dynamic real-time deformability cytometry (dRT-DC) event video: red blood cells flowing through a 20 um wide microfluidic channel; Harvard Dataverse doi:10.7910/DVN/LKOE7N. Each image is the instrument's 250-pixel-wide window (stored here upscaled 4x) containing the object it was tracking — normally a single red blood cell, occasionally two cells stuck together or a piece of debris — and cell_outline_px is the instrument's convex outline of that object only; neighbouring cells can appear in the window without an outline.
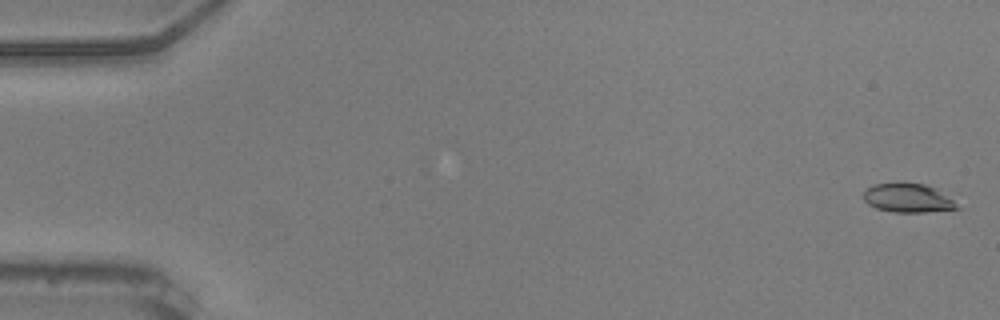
{"species": "common noctule bat (a hibernating species)", "species_latin": "Nyctalus noctula", "temperature_condition": "warm", "stored_images_in_passage": 12, "camera_frame_rate_fps": 3000, "um_per_image_px": 0.085, "animal": {"sex": "male", "body_mass_g": 20.5, "forearm_length_mm": 52.5}, "frame": {"image": 1, "passage_image": 2, "time_ms": 0.333, "image_size_px": [1000, 320], "cell_outline_px": [[960, 208], [924, 212], [892, 212], [876, 208], [868, 204], [864, 200], [864, 192], [872, 184], [900, 180], [924, 184], [936, 188], [952, 200]], "centroid_in_image_um": [77.11, 16.79], "position_along_channel_um": 7.9, "area_um2": 16.07}}